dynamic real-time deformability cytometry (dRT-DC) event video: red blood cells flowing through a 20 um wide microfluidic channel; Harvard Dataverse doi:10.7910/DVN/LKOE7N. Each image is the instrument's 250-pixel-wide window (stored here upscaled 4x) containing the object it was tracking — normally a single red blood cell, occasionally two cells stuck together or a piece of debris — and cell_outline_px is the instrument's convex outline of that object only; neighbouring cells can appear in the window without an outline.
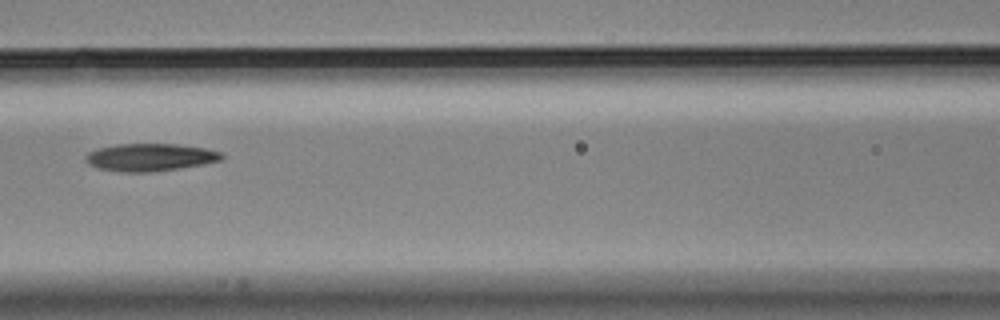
{"species": "Egyptian fruit bat (a non-hibernating species)", "species_latin": "Rousettus aegyptiacus", "temperature_condition": "cold", "stored_images_in_passage": 6, "segment_of_instrument_passage": [1, 2], "camera_frame_rate_fps": 3000, "um_per_image_px": 0.085, "animal": {"sex": "male"}, "frame": {"image": 1, "passage_image": 5, "time_ms": 1.333, "image_size_px": [1000, 320], "cell_outline_px": [[224, 156], [220, 160], [204, 164], [180, 168], [152, 172], [124, 172], [100, 168], [88, 164], [84, 160], [84, 156], [88, 152], [100, 148], [116, 144], [176, 144], [204, 148], [224, 152]], "centroid_in_image_um": [12.77, 13.37], "position_along_channel_um": 153.8, "area_um2": 21.85}}